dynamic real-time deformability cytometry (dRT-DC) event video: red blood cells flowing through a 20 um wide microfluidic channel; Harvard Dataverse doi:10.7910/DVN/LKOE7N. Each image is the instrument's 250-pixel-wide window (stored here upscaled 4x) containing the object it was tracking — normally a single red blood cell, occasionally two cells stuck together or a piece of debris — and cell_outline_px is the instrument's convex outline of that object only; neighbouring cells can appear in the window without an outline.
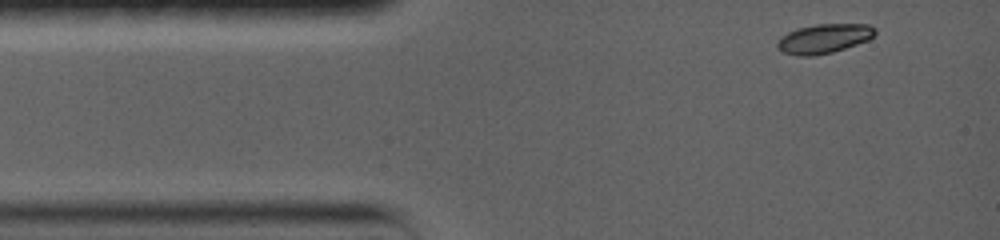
{"species": "common noctule bat (a hibernating species)", "species_latin": "Nyctalus noctula", "temperature_condition": "warm", "stored_images_in_passage": 53, "camera_frame_rate_fps": 5000, "um_per_image_px": 0.085, "animal": {"sex": "female", "body_mass_g": 19.0, "forearm_length_mm": 56.7}, "frame": {"image": 1, "passage_image": 1, "time_ms": 0.0, "image_size_px": [1000, 240], "cell_outline_px": [[876, 32], [868, 40], [832, 52], [816, 56], [800, 56], [780, 52], [776, 48], [776, 44], [780, 36], [796, 28], [816, 24], [868, 24], [876, 28]], "centroid_in_image_um": [69.98, 3.28], "position_along_channel_um": 15.0, "area_um2": 16.88}}
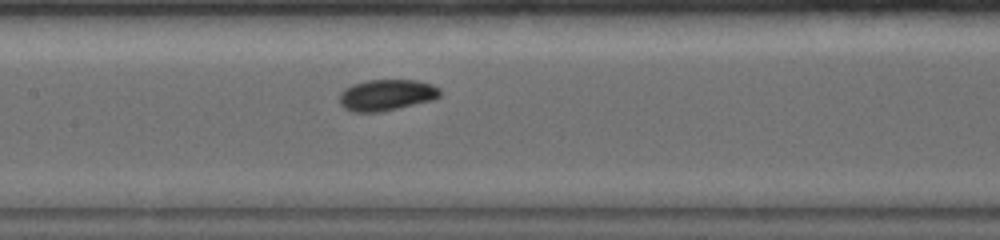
{"frame": {"image": 2, "passage_image": 22, "time_ms": 5.6, "image_size_px": [1000, 240], "cell_outline_px": [[440, 96], [432, 100], [380, 112], [352, 112], [344, 108], [340, 104], [340, 92], [344, 88], [352, 84], [368, 80], [416, 80], [432, 84], [440, 88]], "centroid_in_image_um": [32.83, 8.07], "position_along_channel_um": 174.6, "area_um2": 18.32}}
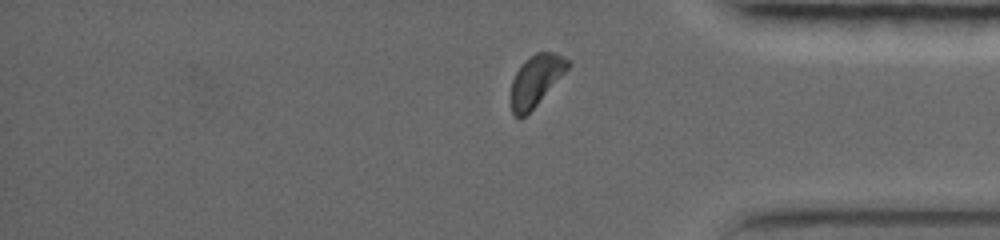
{"frame": {"image": 3, "passage_image": 46, "time_ms": 11.6, "image_size_px": [1000, 240], "cell_outline_px": [[572, 64], [536, 104], [520, 120], [512, 112], [508, 100], [508, 96], [512, 80], [520, 64], [524, 60], [536, 52], [556, 52], [568, 60]], "centroid_in_image_um": [45.48, 6.84], "position_along_channel_um": 389.7, "area_um2": 17.05}, "authors_computed_cell_mechanics": {"area_um2": 17.3978, "velocity_mm_per_s": 3.7502, "shape_relaxation_time_tau1_ms": 5.4592, "shape_relaxation_time_tau2_ms": null, "deformation_change_tau1": 0.1889, "deformation_change_tau2": null}}